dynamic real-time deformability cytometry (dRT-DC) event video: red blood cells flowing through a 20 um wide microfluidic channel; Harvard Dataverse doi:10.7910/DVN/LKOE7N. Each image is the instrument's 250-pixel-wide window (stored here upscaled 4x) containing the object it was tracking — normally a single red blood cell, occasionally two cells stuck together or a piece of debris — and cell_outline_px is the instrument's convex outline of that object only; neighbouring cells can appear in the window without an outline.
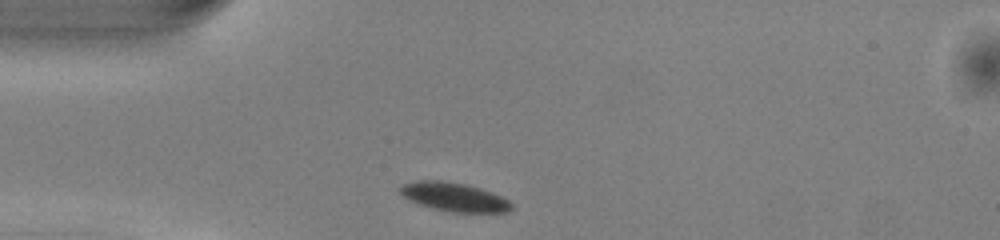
{"species": "common noctule bat (a hibernating species)", "species_latin": "Nyctalus noctula", "temperature_condition": "warm", "stored_images_in_passage": 38, "camera_frame_rate_fps": 3000, "um_per_image_px": 0.085, "animal": {"sex": "male", "body_mass_g": 13.0, "forearm_length_mm": 53.1}, "frame": {"image": 1, "passage_image": 1, "time_ms": 0.0, "image_size_px": [1000, 240], "cell_outline_px": [[512, 208], [508, 212], [452, 212], [420, 204], [408, 200], [400, 192], [400, 188], [404, 184], [416, 180], [440, 180], [468, 184], [492, 192], [508, 200], [512, 204]], "centroid_in_image_um": [38.62, 16.73], "position_along_channel_um": 46.4, "area_um2": 18.5}}
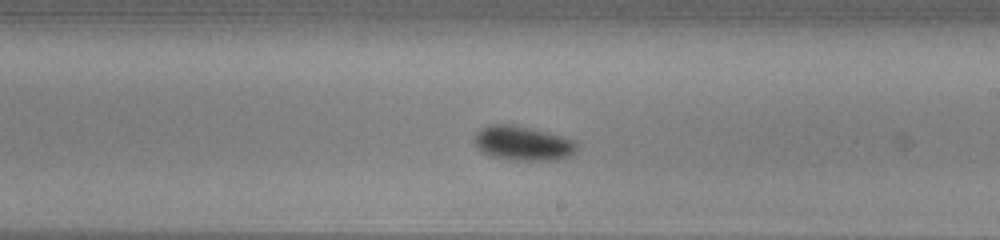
{"frame": {"image": 2, "passage_image": 17, "time_ms": 5.333, "image_size_px": [1000, 240], "cell_outline_px": [[576, 148], [572, 156], [556, 160], [516, 160], [492, 156], [484, 152], [472, 140], [476, 132], [480, 128], [488, 124], [512, 124], [532, 128], [564, 136], [572, 140], [576, 144]], "centroid_in_image_um": [44.44, 12.16], "position_along_channel_um": 244.6, "area_um2": 20.58}}
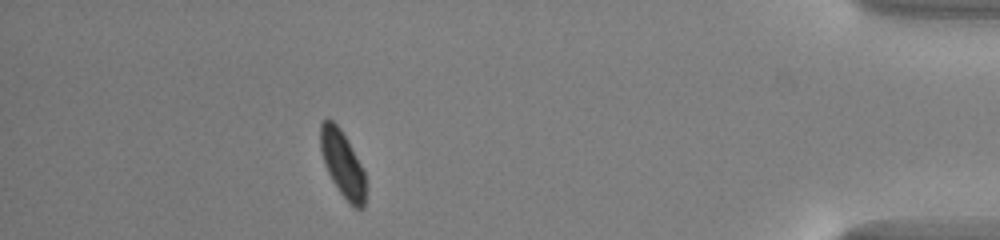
{"frame": {"image": 3, "passage_image": 33, "time_ms": 10.667, "image_size_px": [1000, 240], "cell_outline_px": [[364, 208], [352, 208], [348, 204], [332, 180], [324, 164], [320, 148], [320, 124], [324, 120], [332, 120], [340, 128], [360, 164], [364, 172]], "centroid_in_image_um": [29.08, 13.95], "position_along_channel_um": 406.1, "area_um2": 17.05}, "authors_computed_cell_mechanics": {"area_um2": 18.9295, "velocity_mm_per_s": 4.0274, "shape_relaxation_time_tau1_ms": 1.3516, "shape_relaxation_time_tau2_ms": null, "deformation_change_tau1": 0.0634, "deformation_change_tau2": null}}